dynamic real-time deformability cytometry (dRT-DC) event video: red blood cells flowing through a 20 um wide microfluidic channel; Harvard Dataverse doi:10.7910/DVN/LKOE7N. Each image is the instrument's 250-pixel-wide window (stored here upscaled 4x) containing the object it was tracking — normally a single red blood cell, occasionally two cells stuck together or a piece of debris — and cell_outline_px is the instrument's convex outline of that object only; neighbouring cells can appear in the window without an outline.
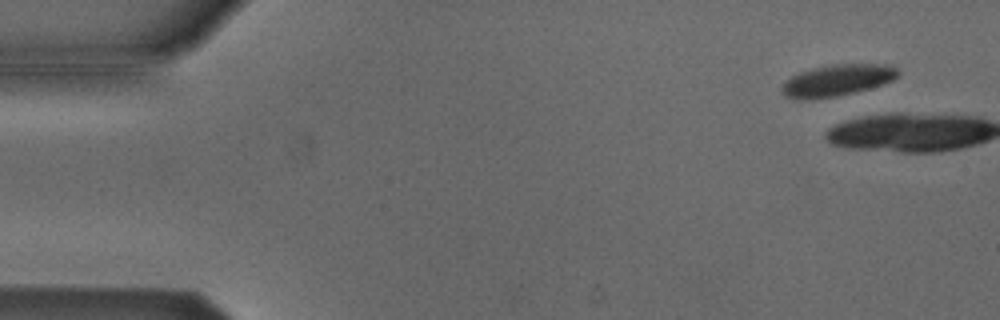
{"species": "Egyptian fruit bat (a non-hibernating species)", "species_latin": "Rousettus aegyptiacus", "temperature_condition": "cold", "stored_images_in_passage": 5, "camera_frame_rate_fps": 3000, "um_per_image_px": 0.085, "animal": {"sex": "male"}, "frame": {"image": 1, "passage_image": 4, "time_ms": 1.0, "image_size_px": [1000, 320], "cell_outline_px": [[900, 72], [892, 80], [868, 88], [836, 96], [804, 100], [796, 100], [784, 96], [780, 88], [792, 76], [800, 72], [812, 68], [832, 64], [892, 64]], "centroid_in_image_um": [71.13, 6.82], "position_along_channel_um": 13.9, "area_um2": 21.15}}